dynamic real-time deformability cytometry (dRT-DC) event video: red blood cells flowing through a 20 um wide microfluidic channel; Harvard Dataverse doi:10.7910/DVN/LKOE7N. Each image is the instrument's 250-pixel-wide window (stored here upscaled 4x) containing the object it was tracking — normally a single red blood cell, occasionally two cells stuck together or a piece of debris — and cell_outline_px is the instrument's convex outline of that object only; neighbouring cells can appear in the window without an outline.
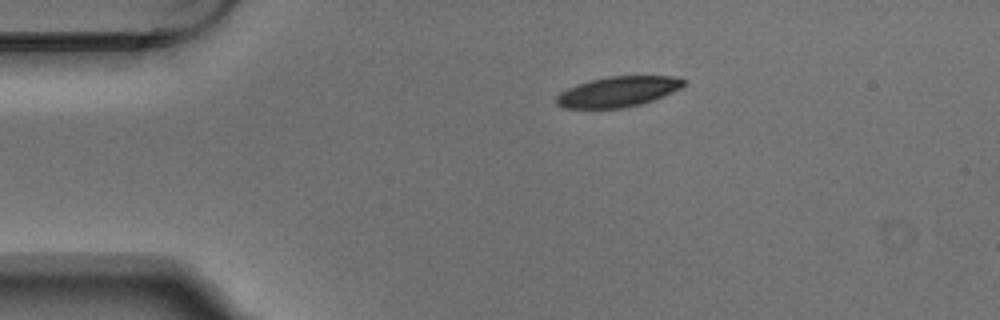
{"species": "Egyptian fruit bat (a non-hibernating species)", "species_latin": "Rousettus aegyptiacus", "temperature_condition": "warm", "stored_images_in_passage": 3, "camera_frame_rate_fps": 3000, "um_per_image_px": 0.085, "animal": {"sex": "male"}, "frame": {"image": 1, "passage_image": 1, "time_ms": 0.0, "image_size_px": [1000, 320], "cell_outline_px": [[684, 84], [680, 88], [652, 100], [640, 104], [624, 108], [564, 108], [556, 104], [556, 96], [560, 92], [576, 84], [588, 80], [608, 76], [680, 76], [684, 80]], "centroid_in_image_um": [52.49, 7.78], "position_along_channel_um": 32.5, "area_um2": 22.48}}